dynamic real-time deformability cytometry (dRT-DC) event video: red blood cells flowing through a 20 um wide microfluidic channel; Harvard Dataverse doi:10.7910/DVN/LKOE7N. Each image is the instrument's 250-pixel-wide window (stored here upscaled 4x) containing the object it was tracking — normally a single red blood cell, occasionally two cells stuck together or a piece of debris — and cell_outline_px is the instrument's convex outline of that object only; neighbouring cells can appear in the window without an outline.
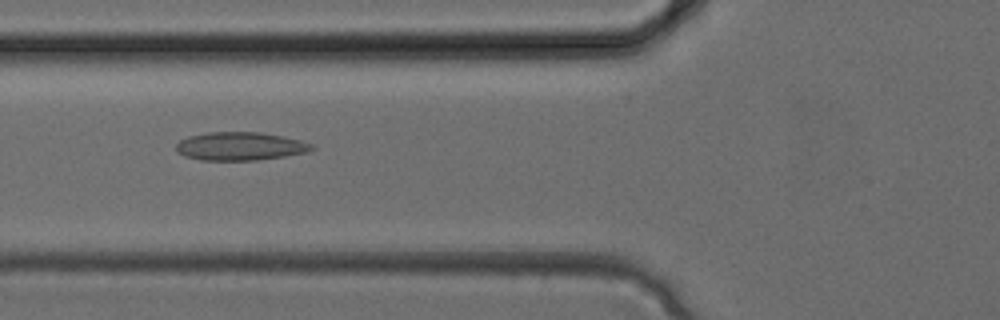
{"species": "common noctule bat (a hibernating species)", "species_latin": "Nyctalus noctula", "temperature_condition": "cold", "stored_images_in_passage": 34, "camera_frame_rate_fps": 3000, "um_per_image_px": 0.085, "animal": {"sex": "female", "body_mass_g": 24.6, "forearm_length_mm": 56.2}, "frame": {"image": 1, "passage_image": 13, "time_ms": 4.0, "image_size_px": [1000, 320], "cell_outline_px": [[316, 148], [308, 152], [284, 156], [256, 160], [200, 160], [184, 156], [176, 152], [176, 144], [180, 140], [188, 136], [208, 132], [260, 132], [300, 140], [312, 144]], "centroid_in_image_um": [20.39, 12.43], "position_along_channel_um": 105.4, "area_um2": 22.37}}
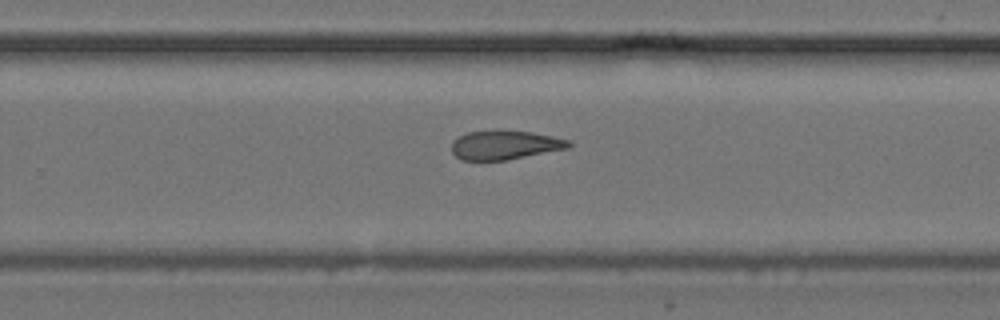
{"frame": {"image": 2, "passage_image": 22, "time_ms": 7.0, "image_size_px": [1000, 320], "cell_outline_px": [[572, 144], [568, 148], [508, 160], [460, 160], [452, 152], [452, 140], [468, 132], [496, 128], [532, 132], [552, 136], [568, 140]], "centroid_in_image_um": [42.88, 12.3], "position_along_channel_um": 286.9, "area_um2": 20.23}}
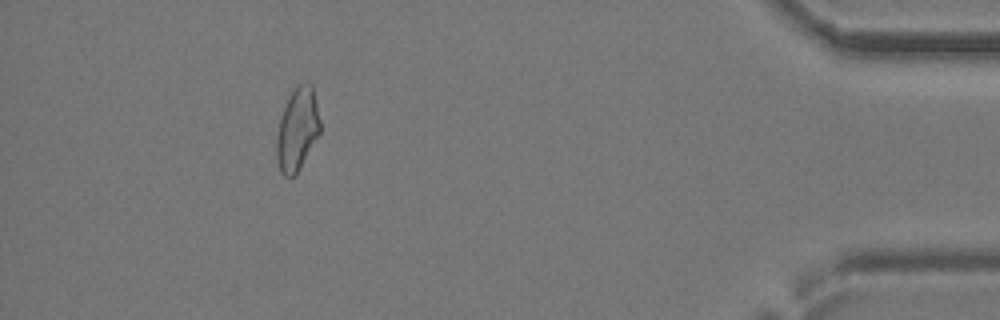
{"frame": {"image": 3, "passage_image": 31, "time_ms": 10.0, "image_size_px": [1000, 320], "cell_outline_px": [[320, 132], [296, 176], [284, 176], [280, 172], [276, 160], [276, 136], [280, 116], [292, 92], [300, 84], [312, 84], [316, 100], [320, 120]], "centroid_in_image_um": [25.26, 11.05], "position_along_channel_um": 409.9, "area_um2": 20.92}}